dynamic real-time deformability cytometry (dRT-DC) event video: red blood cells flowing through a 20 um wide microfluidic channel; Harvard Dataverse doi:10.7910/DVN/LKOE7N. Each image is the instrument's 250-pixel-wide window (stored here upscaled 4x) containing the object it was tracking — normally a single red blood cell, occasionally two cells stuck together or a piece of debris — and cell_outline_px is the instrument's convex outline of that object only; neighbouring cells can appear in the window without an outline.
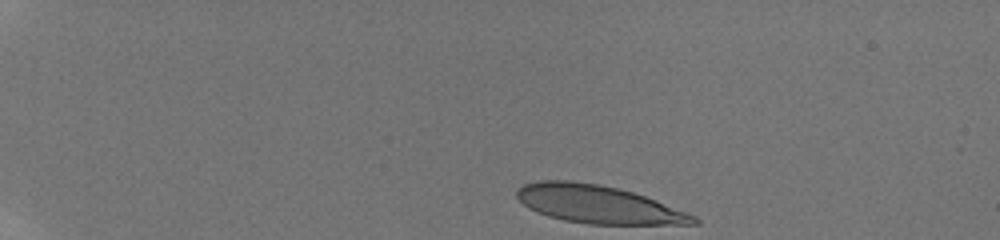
{"species": "human", "species_latin": "Homo sapiens", "temperature_condition": "room temperature", "stored_images_in_passage": 41, "camera_frame_rate_fps": 3000, "um_per_image_px": 0.085, "donor": {"sex": "male"}, "frame": {"image": 1, "passage_image": 1, "time_ms": 0.0, "image_size_px": [1000, 240], "cell_outline_px": [[700, 224], [588, 224], [564, 220], [548, 216], [536, 212], [528, 208], [516, 196], [516, 188], [524, 184], [540, 180], [572, 180], [600, 184], [620, 188], [644, 196], [696, 216], [700, 220]], "centroid_in_image_um": [50.8, 17.36], "position_along_channel_um": 34.2, "area_um2": 39.07}}
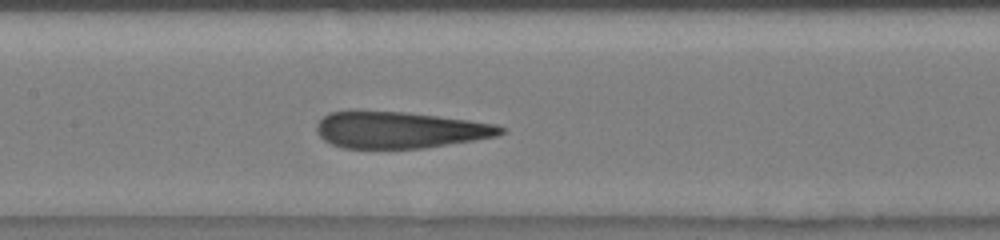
{"frame": {"image": 2, "passage_image": 20, "time_ms": 6.333, "image_size_px": [1000, 240], "cell_outline_px": [[508, 128], [504, 132], [496, 136], [424, 148], [344, 148], [332, 144], [324, 140], [316, 132], [316, 124], [328, 112], [408, 112], [468, 120], [496, 124]], "centroid_in_image_um": [33.99, 11.05], "position_along_channel_um": 173.4, "area_um2": 38.78}}
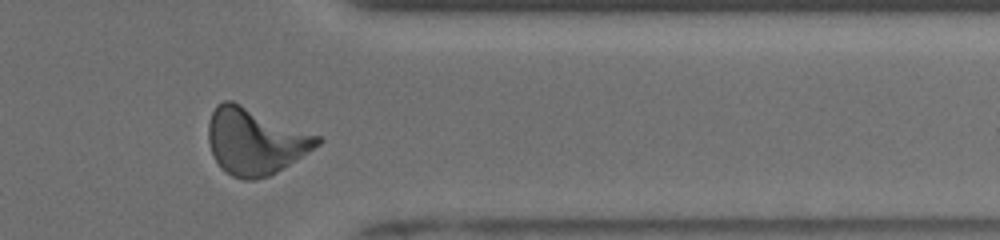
{"frame": {"image": 3, "passage_image": 37, "time_ms": 12.0, "image_size_px": [1000, 240], "cell_outline_px": [[324, 140], [320, 144], [296, 160], [276, 172], [268, 176], [256, 180], [244, 180], [232, 176], [220, 168], [212, 152], [208, 140], [208, 124], [212, 112], [216, 104], [224, 100], [232, 100], [320, 136]], "centroid_in_image_um": [21.67, 12.0], "position_along_channel_um": 389.7, "area_um2": 42.14}, "authors_computed_cell_mechanics": {"area_um2": 39.9398, "velocity_mm_per_s": 3.8673, "shape_relaxation_time_tau1_ms": 9.159, "shape_relaxation_time_tau2_ms": 1.0637, "deformation_change_tau1": 0.3117, "deformation_change_tau2": 0.1117}}